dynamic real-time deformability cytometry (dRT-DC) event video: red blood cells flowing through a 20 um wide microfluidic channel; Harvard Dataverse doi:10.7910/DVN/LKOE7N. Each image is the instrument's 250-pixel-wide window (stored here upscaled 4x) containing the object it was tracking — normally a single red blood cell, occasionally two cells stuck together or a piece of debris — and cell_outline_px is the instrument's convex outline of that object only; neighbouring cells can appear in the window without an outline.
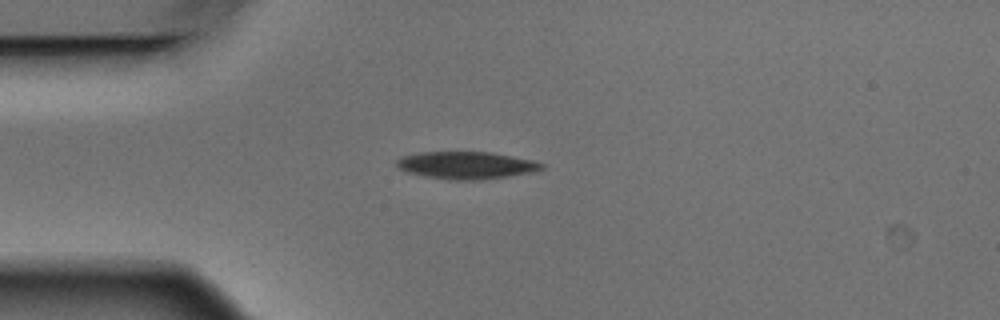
{"species": "Egyptian fruit bat (a non-hibernating species)", "species_latin": "Rousettus aegyptiacus", "temperature_condition": "warm", "stored_images_in_passage": 5, "camera_frame_rate_fps": 3000, "um_per_image_px": 0.085, "animal": {"sex": "male"}, "frame": {"image": 1, "passage_image": 1, "time_ms": 0.0, "image_size_px": [1000, 320], "cell_outline_px": [[544, 168], [536, 172], [480, 180], [448, 180], [424, 176], [408, 172], [400, 168], [396, 164], [396, 160], [400, 156], [420, 152], [488, 152], [532, 160], [544, 164]], "centroid_in_image_um": [39.63, 14.05], "position_along_channel_um": 45.4, "area_um2": 23.12}}
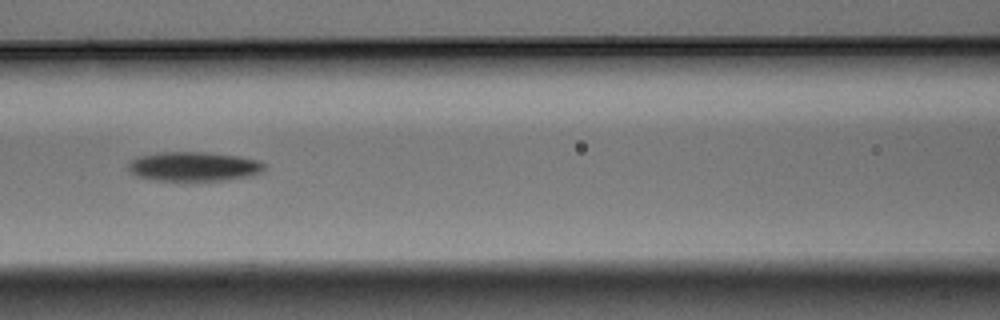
{"frame": {"image": 2, "passage_image": 4, "time_ms": 1.0, "image_size_px": [1000, 320], "cell_outline_px": [[264, 168], [260, 172], [252, 176], [224, 180], [184, 184], [152, 180], [136, 176], [128, 168], [128, 160], [136, 156], [156, 152], [204, 152], [240, 156], [256, 160], [264, 164]], "centroid_in_image_um": [16.39, 14.19], "position_along_channel_um": 150.2, "area_um2": 24.39}}
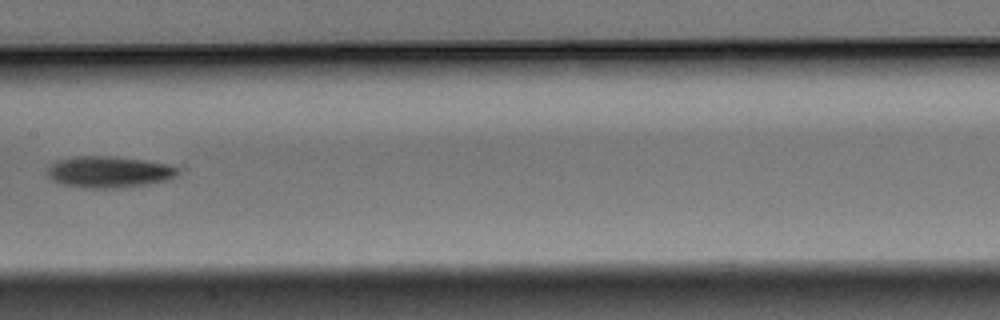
{"frame": {"image": 3, "passage_image": 5, "time_ms": 1.333, "image_size_px": [1000, 320], "cell_outline_px": [[180, 172], [176, 176], [168, 180], [148, 184], [116, 188], [84, 188], [60, 184], [52, 180], [48, 176], [48, 164], [56, 160], [76, 156], [112, 156], [144, 160], [168, 164], [176, 168]], "centroid_in_image_um": [9.22, 14.61], "position_along_channel_um": 198.2, "area_um2": 24.1}}